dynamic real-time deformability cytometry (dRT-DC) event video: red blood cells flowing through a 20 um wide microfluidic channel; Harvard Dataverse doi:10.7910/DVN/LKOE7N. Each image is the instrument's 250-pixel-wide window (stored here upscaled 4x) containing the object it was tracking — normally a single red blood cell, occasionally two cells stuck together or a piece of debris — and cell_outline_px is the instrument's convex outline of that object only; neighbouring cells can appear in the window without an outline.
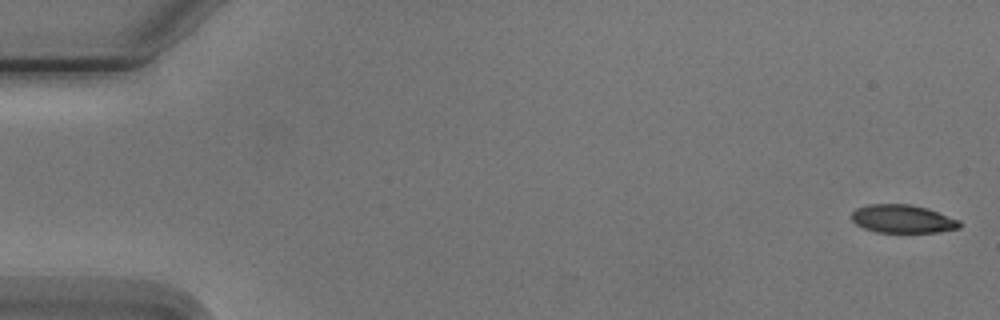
{"species": "Egyptian fruit bat (a non-hibernating species)", "species_latin": "Rousettus aegyptiacus", "temperature_condition": "cold", "stored_images_in_passage": 8, "camera_frame_rate_fps": 3000, "um_per_image_px": 0.085, "animal": {"sex": "male"}, "frame": {"image": 1, "passage_image": 1, "time_ms": 0.0, "image_size_px": [1000, 320], "cell_outline_px": [[960, 228], [940, 232], [876, 232], [864, 228], [856, 224], [852, 220], [852, 212], [856, 208], [868, 204], [908, 204], [924, 208], [960, 220]], "centroid_in_image_um": [76.7, 18.61], "position_along_channel_um": 8.3, "area_um2": 17.57}}
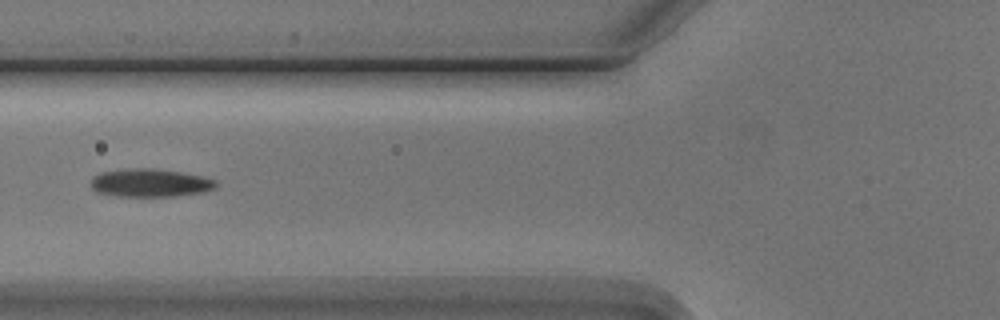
{"frame": {"image": 2, "passage_image": 6, "time_ms": 6.667, "image_size_px": [1000, 320], "cell_outline_px": [[216, 188], [204, 192], [176, 196], [116, 196], [96, 192], [92, 188], [92, 176], [100, 172], [136, 168], [152, 168], [180, 172], [200, 176], [216, 180]], "centroid_in_image_um": [12.75, 15.55], "position_along_channel_um": 113.0, "area_um2": 20.4}}
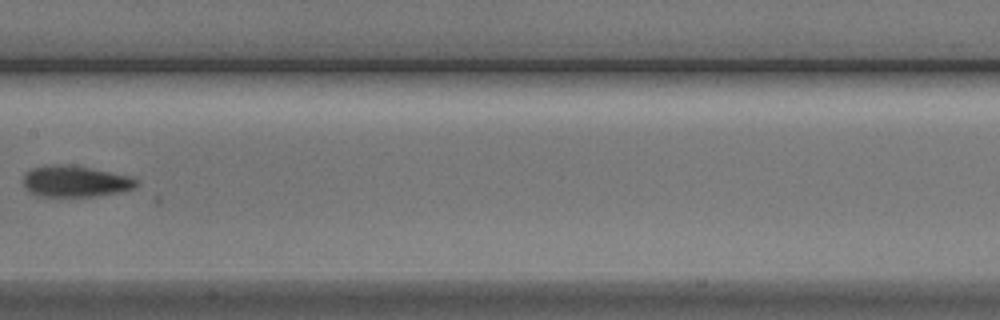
{"frame": {"image": 3, "passage_image": 8, "time_ms": 9.0, "image_size_px": [1000, 320], "cell_outline_px": [[140, 184], [136, 188], [120, 192], [96, 196], [36, 196], [24, 188], [24, 172], [32, 168], [44, 164], [64, 164], [88, 168], [128, 176], [136, 180]], "centroid_in_image_um": [6.35, 15.42], "position_along_channel_um": 201.0, "area_um2": 20.63}}